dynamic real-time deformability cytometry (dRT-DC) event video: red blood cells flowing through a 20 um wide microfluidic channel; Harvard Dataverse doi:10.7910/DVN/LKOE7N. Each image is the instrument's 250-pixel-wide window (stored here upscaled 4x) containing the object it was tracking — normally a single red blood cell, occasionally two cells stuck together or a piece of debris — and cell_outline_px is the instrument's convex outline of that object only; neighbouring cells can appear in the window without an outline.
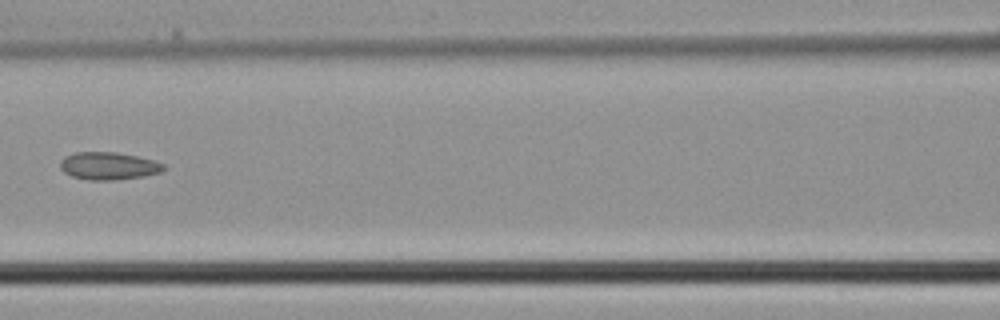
{"species": "common noctule bat (a hibernating species)", "species_latin": "Nyctalus noctula", "temperature_condition": "cold", "stored_images_in_passage": 5, "camera_frame_rate_fps": 3000, "um_per_image_px": 0.085, "animal": {"sex": "male", "body_mass_g": 21.5, "forearm_length_mm": 52.0}, "frame": {"image": 1, "passage_image": 5, "time_ms": 1.333, "image_size_px": [1000, 320], "cell_outline_px": [[168, 168], [160, 172], [144, 176], [116, 180], [88, 180], [72, 176], [64, 172], [60, 168], [60, 160], [64, 156], [76, 152], [116, 152], [136, 156], [152, 160], [164, 164]], "centroid_in_image_um": [9.22, 14.1], "position_along_channel_um": 157.4, "area_um2": 16.7}}